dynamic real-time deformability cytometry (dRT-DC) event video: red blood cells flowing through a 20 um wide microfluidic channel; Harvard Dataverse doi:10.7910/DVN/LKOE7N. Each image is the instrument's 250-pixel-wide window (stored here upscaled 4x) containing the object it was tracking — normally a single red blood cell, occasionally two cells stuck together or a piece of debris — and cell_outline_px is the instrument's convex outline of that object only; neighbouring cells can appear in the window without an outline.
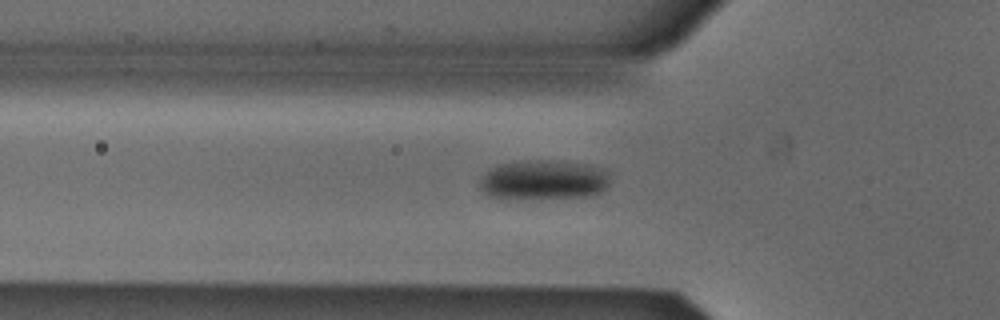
{"species": "Egyptian fruit bat (a non-hibernating species)", "species_latin": "Rousettus aegyptiacus", "temperature_condition": "cold", "stored_images_in_passage": 35, "camera_frame_rate_fps": 3000, "um_per_image_px": 0.085, "animal": {"sex": "male"}, "frame": {"image": 1, "passage_image": 10, "time_ms": 3.0, "image_size_px": [1000, 320], "cell_outline_px": [[608, 184], [600, 192], [588, 196], [488, 196], [480, 188], [480, 180], [496, 164], [528, 160], [560, 160], [592, 164], [604, 168], [608, 172]], "centroid_in_image_um": [46.27, 15.22], "position_along_channel_um": 79.5, "area_um2": 29.3}}
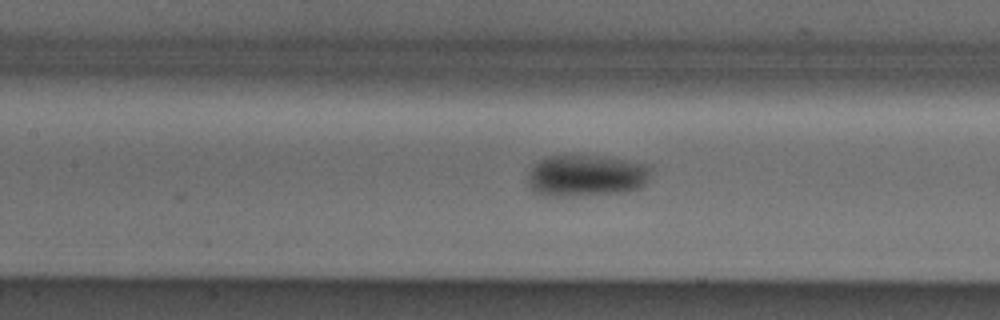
{"frame": {"image": 2, "passage_image": 16, "time_ms": 5.0, "image_size_px": [1000, 320], "cell_outline_px": [[648, 180], [640, 188], [628, 192], [572, 196], [544, 196], [532, 192], [528, 184], [528, 172], [540, 160], [548, 156], [604, 156], [648, 164]], "centroid_in_image_um": [49.8, 14.95], "position_along_channel_um": 157.6, "area_um2": 30.0}}
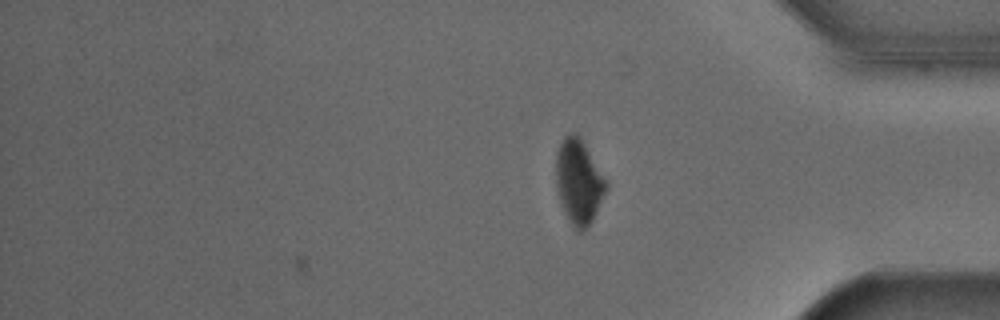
{"frame": {"image": 3, "passage_image": 35, "time_ms": 11.333, "image_size_px": [1000, 320], "cell_outline_px": [[608, 184], [592, 220], [588, 228], [580, 232], [572, 224], [564, 212], [560, 200], [556, 184], [556, 152], [564, 136], [572, 132], [576, 132], [580, 136]], "centroid_in_image_um": [49.17, 15.41], "position_along_channel_um": 386.0, "area_um2": 24.28}}